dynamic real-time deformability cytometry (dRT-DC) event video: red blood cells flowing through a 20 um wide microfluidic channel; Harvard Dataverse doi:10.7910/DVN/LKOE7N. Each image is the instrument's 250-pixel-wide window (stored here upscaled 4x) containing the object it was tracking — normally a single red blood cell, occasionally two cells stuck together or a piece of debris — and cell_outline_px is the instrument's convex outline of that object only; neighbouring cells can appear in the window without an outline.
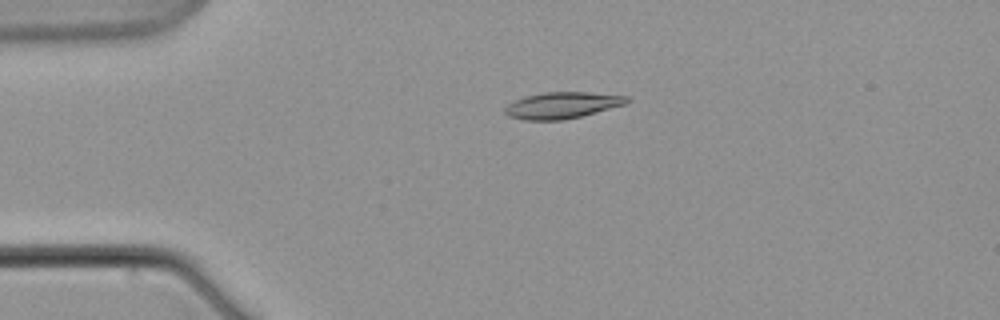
{"species": "common noctule bat (a hibernating species)", "species_latin": "Nyctalus noctula", "temperature_condition": "warm", "stored_images_in_passage": 7, "camera_frame_rate_fps": 3000, "um_per_image_px": 0.085, "animal": {"sex": "male", "body_mass_g": 21.5, "forearm_length_mm": 52.0}, "frame": {"image": 1, "passage_image": 3, "time_ms": 5.0, "image_size_px": [1000, 320], "cell_outline_px": [[628, 104], [564, 120], [524, 120], [508, 116], [504, 112], [504, 108], [508, 104], [524, 96], [544, 92], [588, 92], [628, 96]], "centroid_in_image_um": [47.78, 8.95], "position_along_channel_um": 37.2, "area_um2": 18.79}}
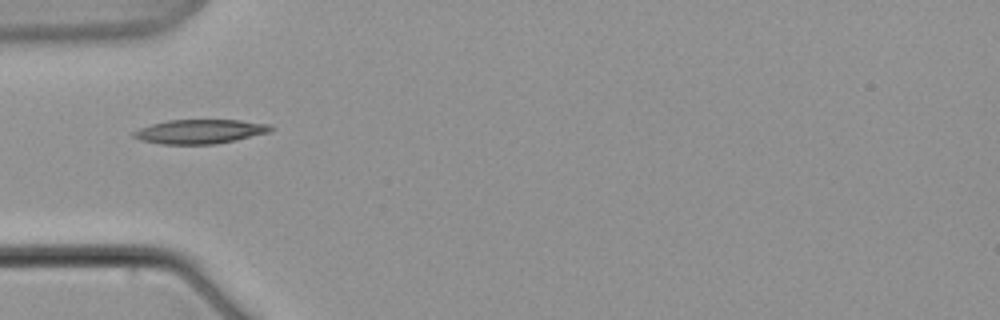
{"frame": {"image": 2, "passage_image": 5, "time_ms": 7.333, "image_size_px": [1000, 320], "cell_outline_px": [[276, 128], [272, 132], [236, 140], [212, 144], [160, 144], [140, 140], [132, 136], [132, 132], [140, 128], [152, 124], [168, 120], [240, 120], [272, 124]], "centroid_in_image_um": [17.06, 11.18], "position_along_channel_um": 67.9, "area_um2": 19.54}}
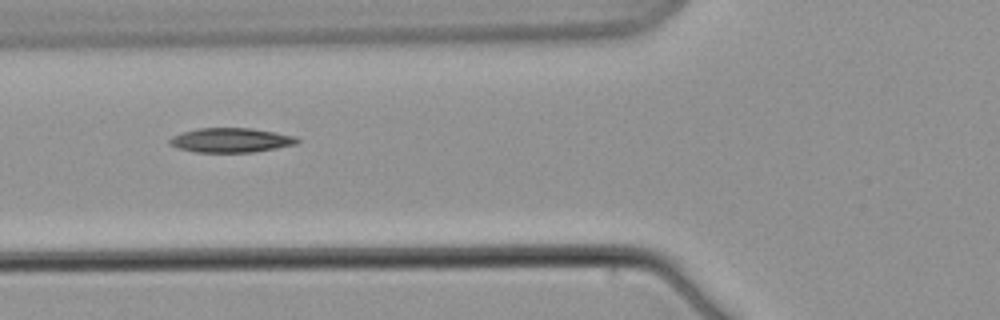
{"frame": {"image": 3, "passage_image": 6, "time_ms": 8.667, "image_size_px": [1000, 320], "cell_outline_px": [[300, 140], [296, 144], [276, 148], [252, 152], [196, 152], [176, 148], [168, 144], [168, 140], [172, 136], [196, 128], [252, 128], [276, 132], [296, 136]], "centroid_in_image_um": [19.61, 11.91], "position_along_channel_um": 106.2, "area_um2": 18.26}}